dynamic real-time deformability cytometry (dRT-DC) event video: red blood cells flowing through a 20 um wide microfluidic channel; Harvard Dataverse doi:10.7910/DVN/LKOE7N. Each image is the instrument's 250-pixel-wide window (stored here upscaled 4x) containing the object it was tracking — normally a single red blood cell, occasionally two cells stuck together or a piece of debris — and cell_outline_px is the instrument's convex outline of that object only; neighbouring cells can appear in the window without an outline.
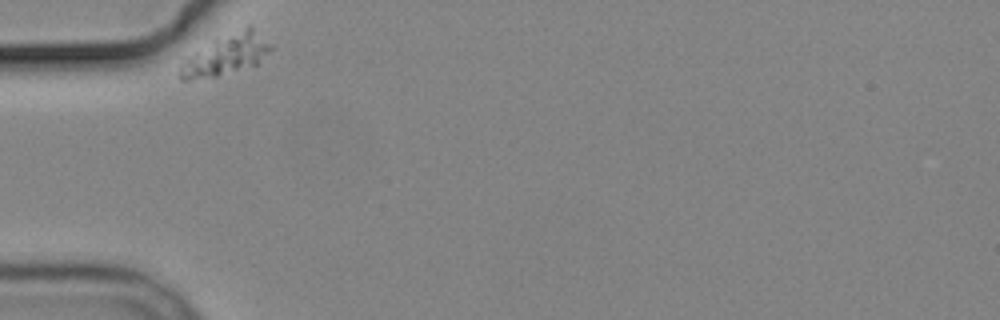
{"species": "common noctule bat (a hibernating species)", "species_latin": "Nyctalus noctula", "temperature_condition": "cold", "stored_images_in_passage": 2, "camera_frame_rate_fps": 3000, "um_per_image_px": 0.085, "animal": {"sex": "male", "body_mass_g": 19.2, "forearm_length_mm": 51.8}, "frame": {"image": 1, "passage_image": 1, "time_ms": 0.0, "image_size_px": [1000, 320], "cell_outline_px": [[272, 48], [256, 64], [216, 76], [188, 80], [180, 80], [176, 76], [176, 72], [180, 56], [216, 36], [248, 24], [252, 24], [272, 44]], "centroid_in_image_um": [19.06, 4.59], "position_along_channel_um": 65.9, "area_um2": 23.0}}
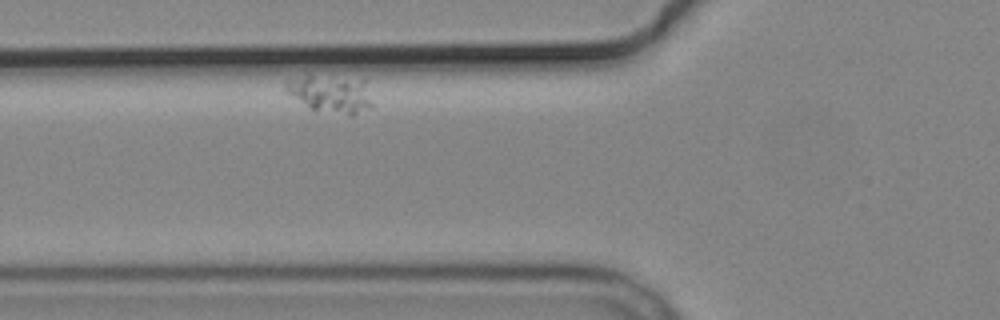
{"frame": {"image": 2, "passage_image": 2, "time_ms": 1.333, "image_size_px": [1000, 320], "cell_outline_px": [[372, 108], [352, 116], [312, 108], [288, 92], [284, 88], [284, 84], [288, 80], [308, 72], [368, 80], [372, 104]], "centroid_in_image_um": [28.18, 7.9], "position_along_channel_um": 97.6, "area_um2": 19.54}}